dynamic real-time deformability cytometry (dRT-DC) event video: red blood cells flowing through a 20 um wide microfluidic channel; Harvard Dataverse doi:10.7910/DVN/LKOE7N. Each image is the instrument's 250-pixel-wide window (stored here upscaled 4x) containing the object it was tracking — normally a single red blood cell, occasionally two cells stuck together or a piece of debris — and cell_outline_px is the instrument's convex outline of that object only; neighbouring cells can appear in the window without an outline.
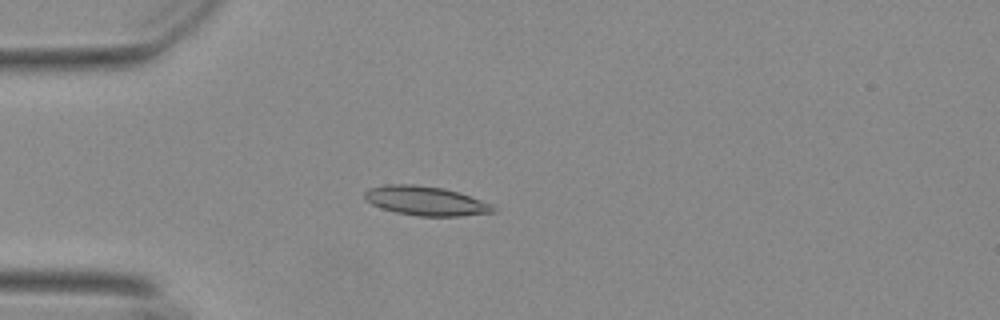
{"species": "Egyptian fruit bat (a non-hibernating species)", "species_latin": "Rousettus aegyptiacus", "temperature_condition": "warm", "stored_images_in_passage": 56, "camera_frame_rate_fps": 3000, "um_per_image_px": 0.085, "animal": {"sex": "female"}, "frame": {"image": 1, "passage_image": 16, "time_ms": 5.0, "image_size_px": [1000, 320], "cell_outline_px": [[496, 212], [460, 216], [420, 216], [396, 212], [380, 208], [372, 204], [364, 196], [364, 192], [368, 188], [388, 184], [416, 184], [444, 188], [492, 204], [496, 208]], "centroid_in_image_um": [36.17, 17.07], "position_along_channel_um": 48.8, "area_um2": 21.79}}
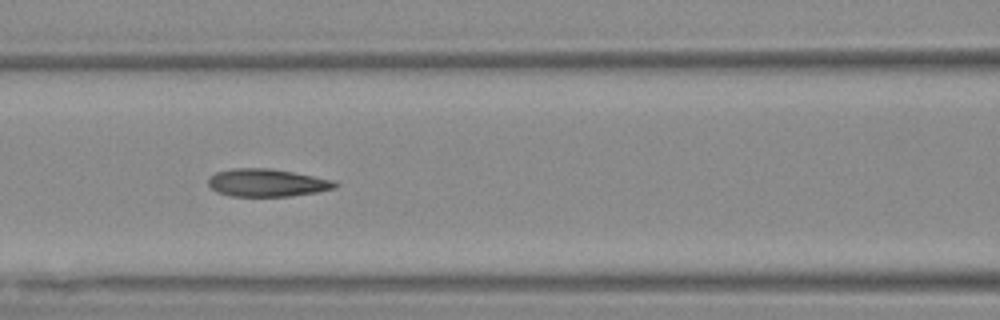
{"frame": {"image": 2, "passage_image": 25, "time_ms": 8.0, "image_size_px": [1000, 320], "cell_outline_px": [[340, 184], [336, 188], [316, 192], [288, 196], [232, 196], [216, 192], [208, 184], [208, 180], [216, 172], [232, 168], [272, 168], [332, 180]], "centroid_in_image_um": [22.69, 15.53], "position_along_channel_um": 143.9, "area_um2": 20.35}}
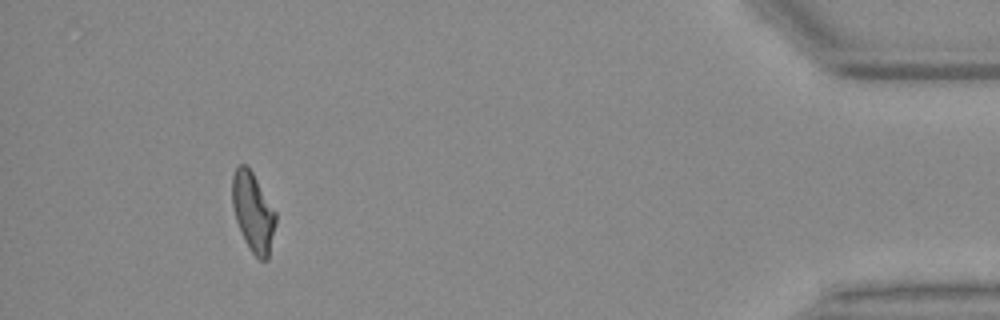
{"frame": {"image": 3, "passage_image": 52, "time_ms": 17.0, "image_size_px": [1000, 320], "cell_outline_px": [[276, 224], [268, 260], [260, 260], [248, 248], [244, 240], [236, 220], [232, 204], [232, 176], [236, 168], [240, 164], [244, 164], [252, 172], [276, 212]], "centroid_in_image_um": [21.51, 18.06], "position_along_channel_um": 413.7, "area_um2": 20.0}, "authors_computed_cell_mechanics": {"area_um2": 20.4901, "velocity_mm_per_s": 3.7018, "shape_relaxation_time_tau1_ms": 7.0209, "shape_relaxation_time_tau2_ms": 1.8692, "deformation_change_tau1": 0.1718, "deformation_change_tau2": 0.0938}}